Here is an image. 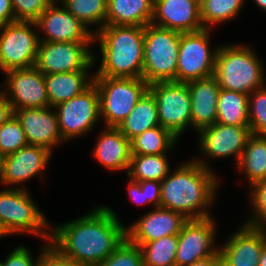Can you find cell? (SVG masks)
<instances>
[{
  "label": "cell",
  "mask_w": 266,
  "mask_h": 266,
  "mask_svg": "<svg viewBox=\"0 0 266 266\" xmlns=\"http://www.w3.org/2000/svg\"><path fill=\"white\" fill-rule=\"evenodd\" d=\"M50 227V244L63 256L96 266L126 239V228L113 209L100 206L70 222Z\"/></svg>",
  "instance_id": "1"
},
{
  "label": "cell",
  "mask_w": 266,
  "mask_h": 266,
  "mask_svg": "<svg viewBox=\"0 0 266 266\" xmlns=\"http://www.w3.org/2000/svg\"><path fill=\"white\" fill-rule=\"evenodd\" d=\"M218 180L206 161L184 162L161 181L160 207L179 212L188 220L209 218L208 206L214 203Z\"/></svg>",
  "instance_id": "2"
},
{
  "label": "cell",
  "mask_w": 266,
  "mask_h": 266,
  "mask_svg": "<svg viewBox=\"0 0 266 266\" xmlns=\"http://www.w3.org/2000/svg\"><path fill=\"white\" fill-rule=\"evenodd\" d=\"M101 64L94 76L142 78L144 27L105 25L94 34Z\"/></svg>",
  "instance_id": "3"
},
{
  "label": "cell",
  "mask_w": 266,
  "mask_h": 266,
  "mask_svg": "<svg viewBox=\"0 0 266 266\" xmlns=\"http://www.w3.org/2000/svg\"><path fill=\"white\" fill-rule=\"evenodd\" d=\"M263 64L251 46H219L214 77L221 89L251 94L265 86Z\"/></svg>",
  "instance_id": "4"
},
{
  "label": "cell",
  "mask_w": 266,
  "mask_h": 266,
  "mask_svg": "<svg viewBox=\"0 0 266 266\" xmlns=\"http://www.w3.org/2000/svg\"><path fill=\"white\" fill-rule=\"evenodd\" d=\"M181 32L152 23L144 27V61L142 78L150 85L176 82Z\"/></svg>",
  "instance_id": "5"
},
{
  "label": "cell",
  "mask_w": 266,
  "mask_h": 266,
  "mask_svg": "<svg viewBox=\"0 0 266 266\" xmlns=\"http://www.w3.org/2000/svg\"><path fill=\"white\" fill-rule=\"evenodd\" d=\"M31 198L22 186L0 190V229L6 236L32 233L50 241L51 224Z\"/></svg>",
  "instance_id": "6"
},
{
  "label": "cell",
  "mask_w": 266,
  "mask_h": 266,
  "mask_svg": "<svg viewBox=\"0 0 266 266\" xmlns=\"http://www.w3.org/2000/svg\"><path fill=\"white\" fill-rule=\"evenodd\" d=\"M93 82L98 89L100 118H104L106 127H118L149 90L143 78L94 76Z\"/></svg>",
  "instance_id": "7"
},
{
  "label": "cell",
  "mask_w": 266,
  "mask_h": 266,
  "mask_svg": "<svg viewBox=\"0 0 266 266\" xmlns=\"http://www.w3.org/2000/svg\"><path fill=\"white\" fill-rule=\"evenodd\" d=\"M36 22L15 21L0 26V70L35 66L40 37Z\"/></svg>",
  "instance_id": "8"
},
{
  "label": "cell",
  "mask_w": 266,
  "mask_h": 266,
  "mask_svg": "<svg viewBox=\"0 0 266 266\" xmlns=\"http://www.w3.org/2000/svg\"><path fill=\"white\" fill-rule=\"evenodd\" d=\"M211 29L181 33L176 82L187 83L214 76L218 48L210 47Z\"/></svg>",
  "instance_id": "9"
},
{
  "label": "cell",
  "mask_w": 266,
  "mask_h": 266,
  "mask_svg": "<svg viewBox=\"0 0 266 266\" xmlns=\"http://www.w3.org/2000/svg\"><path fill=\"white\" fill-rule=\"evenodd\" d=\"M155 98L160 126L170 130L178 139L191 126V98L188 84L156 82L149 85ZM188 126V127H187Z\"/></svg>",
  "instance_id": "10"
},
{
  "label": "cell",
  "mask_w": 266,
  "mask_h": 266,
  "mask_svg": "<svg viewBox=\"0 0 266 266\" xmlns=\"http://www.w3.org/2000/svg\"><path fill=\"white\" fill-rule=\"evenodd\" d=\"M54 108L63 141L87 134L100 119L99 95L95 83Z\"/></svg>",
  "instance_id": "11"
},
{
  "label": "cell",
  "mask_w": 266,
  "mask_h": 266,
  "mask_svg": "<svg viewBox=\"0 0 266 266\" xmlns=\"http://www.w3.org/2000/svg\"><path fill=\"white\" fill-rule=\"evenodd\" d=\"M94 42H40L35 67L44 75L90 70L96 57L90 45Z\"/></svg>",
  "instance_id": "12"
},
{
  "label": "cell",
  "mask_w": 266,
  "mask_h": 266,
  "mask_svg": "<svg viewBox=\"0 0 266 266\" xmlns=\"http://www.w3.org/2000/svg\"><path fill=\"white\" fill-rule=\"evenodd\" d=\"M4 73L7 79L2 85L6 88L0 92L10 103L13 112L26 108L50 107L45 75L35 66L11 69Z\"/></svg>",
  "instance_id": "13"
},
{
  "label": "cell",
  "mask_w": 266,
  "mask_h": 266,
  "mask_svg": "<svg viewBox=\"0 0 266 266\" xmlns=\"http://www.w3.org/2000/svg\"><path fill=\"white\" fill-rule=\"evenodd\" d=\"M216 225L213 217L189 219L178 234L176 266H187L216 255L220 247L214 246Z\"/></svg>",
  "instance_id": "14"
},
{
  "label": "cell",
  "mask_w": 266,
  "mask_h": 266,
  "mask_svg": "<svg viewBox=\"0 0 266 266\" xmlns=\"http://www.w3.org/2000/svg\"><path fill=\"white\" fill-rule=\"evenodd\" d=\"M52 3L35 21L44 33L40 42H94L96 31L75 18L63 5Z\"/></svg>",
  "instance_id": "15"
},
{
  "label": "cell",
  "mask_w": 266,
  "mask_h": 266,
  "mask_svg": "<svg viewBox=\"0 0 266 266\" xmlns=\"http://www.w3.org/2000/svg\"><path fill=\"white\" fill-rule=\"evenodd\" d=\"M200 151L208 158L236 157L237 163L246 147L251 130L249 126H233L215 123L197 131Z\"/></svg>",
  "instance_id": "16"
},
{
  "label": "cell",
  "mask_w": 266,
  "mask_h": 266,
  "mask_svg": "<svg viewBox=\"0 0 266 266\" xmlns=\"http://www.w3.org/2000/svg\"><path fill=\"white\" fill-rule=\"evenodd\" d=\"M188 219L181 213L163 207H154L136 223L126 227V239L132 244L156 241L164 236L178 235Z\"/></svg>",
  "instance_id": "17"
},
{
  "label": "cell",
  "mask_w": 266,
  "mask_h": 266,
  "mask_svg": "<svg viewBox=\"0 0 266 266\" xmlns=\"http://www.w3.org/2000/svg\"><path fill=\"white\" fill-rule=\"evenodd\" d=\"M14 115L21 122L29 145L53 151L52 147L64 142L54 107L20 109L15 110Z\"/></svg>",
  "instance_id": "18"
},
{
  "label": "cell",
  "mask_w": 266,
  "mask_h": 266,
  "mask_svg": "<svg viewBox=\"0 0 266 266\" xmlns=\"http://www.w3.org/2000/svg\"><path fill=\"white\" fill-rule=\"evenodd\" d=\"M52 151L35 145L22 147L13 154L3 158L0 183L7 186L18 185L42 174L52 156Z\"/></svg>",
  "instance_id": "19"
},
{
  "label": "cell",
  "mask_w": 266,
  "mask_h": 266,
  "mask_svg": "<svg viewBox=\"0 0 266 266\" xmlns=\"http://www.w3.org/2000/svg\"><path fill=\"white\" fill-rule=\"evenodd\" d=\"M151 23L181 33L204 29L196 0H154Z\"/></svg>",
  "instance_id": "20"
},
{
  "label": "cell",
  "mask_w": 266,
  "mask_h": 266,
  "mask_svg": "<svg viewBox=\"0 0 266 266\" xmlns=\"http://www.w3.org/2000/svg\"><path fill=\"white\" fill-rule=\"evenodd\" d=\"M221 248V255L234 266H259L263 247L266 245V227L243 223Z\"/></svg>",
  "instance_id": "21"
},
{
  "label": "cell",
  "mask_w": 266,
  "mask_h": 266,
  "mask_svg": "<svg viewBox=\"0 0 266 266\" xmlns=\"http://www.w3.org/2000/svg\"><path fill=\"white\" fill-rule=\"evenodd\" d=\"M191 98V126L195 131L217 120L220 86L214 76L187 82Z\"/></svg>",
  "instance_id": "22"
},
{
  "label": "cell",
  "mask_w": 266,
  "mask_h": 266,
  "mask_svg": "<svg viewBox=\"0 0 266 266\" xmlns=\"http://www.w3.org/2000/svg\"><path fill=\"white\" fill-rule=\"evenodd\" d=\"M93 149L95 159L111 171L129 169L131 145L117 127H106Z\"/></svg>",
  "instance_id": "23"
},
{
  "label": "cell",
  "mask_w": 266,
  "mask_h": 266,
  "mask_svg": "<svg viewBox=\"0 0 266 266\" xmlns=\"http://www.w3.org/2000/svg\"><path fill=\"white\" fill-rule=\"evenodd\" d=\"M88 70L45 75V85L50 107H55L85 91L94 80Z\"/></svg>",
  "instance_id": "24"
},
{
  "label": "cell",
  "mask_w": 266,
  "mask_h": 266,
  "mask_svg": "<svg viewBox=\"0 0 266 266\" xmlns=\"http://www.w3.org/2000/svg\"><path fill=\"white\" fill-rule=\"evenodd\" d=\"M154 0H109L105 25L145 27L151 23Z\"/></svg>",
  "instance_id": "25"
},
{
  "label": "cell",
  "mask_w": 266,
  "mask_h": 266,
  "mask_svg": "<svg viewBox=\"0 0 266 266\" xmlns=\"http://www.w3.org/2000/svg\"><path fill=\"white\" fill-rule=\"evenodd\" d=\"M156 126H160L157 104L154 96L148 90L117 128L128 140H131L145 130Z\"/></svg>",
  "instance_id": "26"
},
{
  "label": "cell",
  "mask_w": 266,
  "mask_h": 266,
  "mask_svg": "<svg viewBox=\"0 0 266 266\" xmlns=\"http://www.w3.org/2000/svg\"><path fill=\"white\" fill-rule=\"evenodd\" d=\"M237 167L245 170L250 188L266 179V135H250Z\"/></svg>",
  "instance_id": "27"
},
{
  "label": "cell",
  "mask_w": 266,
  "mask_h": 266,
  "mask_svg": "<svg viewBox=\"0 0 266 266\" xmlns=\"http://www.w3.org/2000/svg\"><path fill=\"white\" fill-rule=\"evenodd\" d=\"M216 122L223 125L249 126L248 94L220 89Z\"/></svg>",
  "instance_id": "28"
},
{
  "label": "cell",
  "mask_w": 266,
  "mask_h": 266,
  "mask_svg": "<svg viewBox=\"0 0 266 266\" xmlns=\"http://www.w3.org/2000/svg\"><path fill=\"white\" fill-rule=\"evenodd\" d=\"M178 138L162 126L145 130L130 140L131 155H160L172 150Z\"/></svg>",
  "instance_id": "29"
},
{
  "label": "cell",
  "mask_w": 266,
  "mask_h": 266,
  "mask_svg": "<svg viewBox=\"0 0 266 266\" xmlns=\"http://www.w3.org/2000/svg\"><path fill=\"white\" fill-rule=\"evenodd\" d=\"M170 166L167 154L160 155H131L128 169L129 180L162 181L169 174Z\"/></svg>",
  "instance_id": "30"
},
{
  "label": "cell",
  "mask_w": 266,
  "mask_h": 266,
  "mask_svg": "<svg viewBox=\"0 0 266 266\" xmlns=\"http://www.w3.org/2000/svg\"><path fill=\"white\" fill-rule=\"evenodd\" d=\"M134 245L141 249L143 266H176L178 235H168L153 242Z\"/></svg>",
  "instance_id": "31"
},
{
  "label": "cell",
  "mask_w": 266,
  "mask_h": 266,
  "mask_svg": "<svg viewBox=\"0 0 266 266\" xmlns=\"http://www.w3.org/2000/svg\"><path fill=\"white\" fill-rule=\"evenodd\" d=\"M63 6L89 30L90 25H98L99 31L105 26L107 2L105 0H65Z\"/></svg>",
  "instance_id": "32"
},
{
  "label": "cell",
  "mask_w": 266,
  "mask_h": 266,
  "mask_svg": "<svg viewBox=\"0 0 266 266\" xmlns=\"http://www.w3.org/2000/svg\"><path fill=\"white\" fill-rule=\"evenodd\" d=\"M242 5L244 0H203L200 3L203 28L210 29V25L233 19L243 8Z\"/></svg>",
  "instance_id": "33"
},
{
  "label": "cell",
  "mask_w": 266,
  "mask_h": 266,
  "mask_svg": "<svg viewBox=\"0 0 266 266\" xmlns=\"http://www.w3.org/2000/svg\"><path fill=\"white\" fill-rule=\"evenodd\" d=\"M27 145L21 122L13 114L0 126V152L5 157Z\"/></svg>",
  "instance_id": "34"
},
{
  "label": "cell",
  "mask_w": 266,
  "mask_h": 266,
  "mask_svg": "<svg viewBox=\"0 0 266 266\" xmlns=\"http://www.w3.org/2000/svg\"><path fill=\"white\" fill-rule=\"evenodd\" d=\"M248 114L251 133L266 135V86L248 95Z\"/></svg>",
  "instance_id": "35"
},
{
  "label": "cell",
  "mask_w": 266,
  "mask_h": 266,
  "mask_svg": "<svg viewBox=\"0 0 266 266\" xmlns=\"http://www.w3.org/2000/svg\"><path fill=\"white\" fill-rule=\"evenodd\" d=\"M96 266H143L141 249L125 239L112 254Z\"/></svg>",
  "instance_id": "36"
},
{
  "label": "cell",
  "mask_w": 266,
  "mask_h": 266,
  "mask_svg": "<svg viewBox=\"0 0 266 266\" xmlns=\"http://www.w3.org/2000/svg\"><path fill=\"white\" fill-rule=\"evenodd\" d=\"M249 198L253 215L245 224L257 227H266V179L250 188Z\"/></svg>",
  "instance_id": "37"
},
{
  "label": "cell",
  "mask_w": 266,
  "mask_h": 266,
  "mask_svg": "<svg viewBox=\"0 0 266 266\" xmlns=\"http://www.w3.org/2000/svg\"><path fill=\"white\" fill-rule=\"evenodd\" d=\"M15 21L35 22L52 4L51 0H11Z\"/></svg>",
  "instance_id": "38"
},
{
  "label": "cell",
  "mask_w": 266,
  "mask_h": 266,
  "mask_svg": "<svg viewBox=\"0 0 266 266\" xmlns=\"http://www.w3.org/2000/svg\"><path fill=\"white\" fill-rule=\"evenodd\" d=\"M38 266H87V265L78 263L76 260H72L71 258L63 256L48 241L47 245H45V250L42 252Z\"/></svg>",
  "instance_id": "39"
},
{
  "label": "cell",
  "mask_w": 266,
  "mask_h": 266,
  "mask_svg": "<svg viewBox=\"0 0 266 266\" xmlns=\"http://www.w3.org/2000/svg\"><path fill=\"white\" fill-rule=\"evenodd\" d=\"M41 253L36 258L32 259V253L27 247L18 246L7 256L5 261H3V266H38L42 252L45 250V246L41 249Z\"/></svg>",
  "instance_id": "40"
},
{
  "label": "cell",
  "mask_w": 266,
  "mask_h": 266,
  "mask_svg": "<svg viewBox=\"0 0 266 266\" xmlns=\"http://www.w3.org/2000/svg\"><path fill=\"white\" fill-rule=\"evenodd\" d=\"M137 183L140 185L142 191H145V195L149 204H153L155 207H160L161 182L149 180Z\"/></svg>",
  "instance_id": "41"
},
{
  "label": "cell",
  "mask_w": 266,
  "mask_h": 266,
  "mask_svg": "<svg viewBox=\"0 0 266 266\" xmlns=\"http://www.w3.org/2000/svg\"><path fill=\"white\" fill-rule=\"evenodd\" d=\"M15 22L11 0H0V26Z\"/></svg>",
  "instance_id": "42"
},
{
  "label": "cell",
  "mask_w": 266,
  "mask_h": 266,
  "mask_svg": "<svg viewBox=\"0 0 266 266\" xmlns=\"http://www.w3.org/2000/svg\"><path fill=\"white\" fill-rule=\"evenodd\" d=\"M128 193L131 196V200L135 202L136 204H149L145 191H142L140 188V185L137 182H134L132 180L129 181L128 183Z\"/></svg>",
  "instance_id": "43"
},
{
  "label": "cell",
  "mask_w": 266,
  "mask_h": 266,
  "mask_svg": "<svg viewBox=\"0 0 266 266\" xmlns=\"http://www.w3.org/2000/svg\"><path fill=\"white\" fill-rule=\"evenodd\" d=\"M14 114L10 103L0 92V126L3 125Z\"/></svg>",
  "instance_id": "44"
},
{
  "label": "cell",
  "mask_w": 266,
  "mask_h": 266,
  "mask_svg": "<svg viewBox=\"0 0 266 266\" xmlns=\"http://www.w3.org/2000/svg\"><path fill=\"white\" fill-rule=\"evenodd\" d=\"M220 263V251L211 257L195 261L194 263L187 266H219Z\"/></svg>",
  "instance_id": "45"
},
{
  "label": "cell",
  "mask_w": 266,
  "mask_h": 266,
  "mask_svg": "<svg viewBox=\"0 0 266 266\" xmlns=\"http://www.w3.org/2000/svg\"><path fill=\"white\" fill-rule=\"evenodd\" d=\"M259 266H266V245L263 247L261 251Z\"/></svg>",
  "instance_id": "46"
},
{
  "label": "cell",
  "mask_w": 266,
  "mask_h": 266,
  "mask_svg": "<svg viewBox=\"0 0 266 266\" xmlns=\"http://www.w3.org/2000/svg\"><path fill=\"white\" fill-rule=\"evenodd\" d=\"M258 7L266 11V0H253Z\"/></svg>",
  "instance_id": "47"
},
{
  "label": "cell",
  "mask_w": 266,
  "mask_h": 266,
  "mask_svg": "<svg viewBox=\"0 0 266 266\" xmlns=\"http://www.w3.org/2000/svg\"><path fill=\"white\" fill-rule=\"evenodd\" d=\"M219 266H234L231 265L220 253V263Z\"/></svg>",
  "instance_id": "48"
},
{
  "label": "cell",
  "mask_w": 266,
  "mask_h": 266,
  "mask_svg": "<svg viewBox=\"0 0 266 266\" xmlns=\"http://www.w3.org/2000/svg\"><path fill=\"white\" fill-rule=\"evenodd\" d=\"M3 158H4V156L0 152V173H1V170H2Z\"/></svg>",
  "instance_id": "49"
},
{
  "label": "cell",
  "mask_w": 266,
  "mask_h": 266,
  "mask_svg": "<svg viewBox=\"0 0 266 266\" xmlns=\"http://www.w3.org/2000/svg\"><path fill=\"white\" fill-rule=\"evenodd\" d=\"M59 1L62 3V2H64L65 0H51L52 3H56V4H57V2L59 3Z\"/></svg>",
  "instance_id": "50"
},
{
  "label": "cell",
  "mask_w": 266,
  "mask_h": 266,
  "mask_svg": "<svg viewBox=\"0 0 266 266\" xmlns=\"http://www.w3.org/2000/svg\"><path fill=\"white\" fill-rule=\"evenodd\" d=\"M4 236H6L4 233H3V231L0 229V237H4Z\"/></svg>",
  "instance_id": "51"
}]
</instances>
